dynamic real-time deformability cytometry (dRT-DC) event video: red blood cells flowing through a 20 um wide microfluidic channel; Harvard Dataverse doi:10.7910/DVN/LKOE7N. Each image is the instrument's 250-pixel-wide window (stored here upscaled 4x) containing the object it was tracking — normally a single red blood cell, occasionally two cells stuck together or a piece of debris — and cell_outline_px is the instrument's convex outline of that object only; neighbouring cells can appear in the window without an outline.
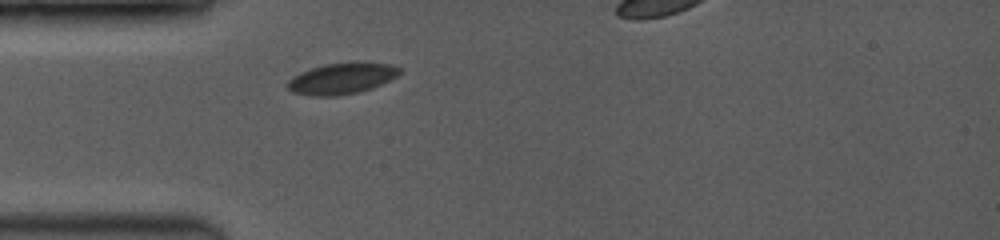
{"species": "common noctule bat (a hibernating species)", "species_latin": "Nyctalus noctula", "temperature_condition": "room temperature", "stored_images_in_passage": 28, "camera_frame_rate_fps": 3500, "um_per_image_px": 0.085, "animal": {"sex": "female", "body_mass_g": 19.0, "forearm_length_mm": 53.3}, "frame": {"image": 1, "passage_image": 4, "time_ms": 1.714, "image_size_px": [1000, 240], "cell_outline_px": [[400, 72], [396, 76], [372, 88], [360, 92], [336, 96], [312, 96], [292, 92], [288, 88], [288, 80], [292, 76], [300, 72], [324, 64], [388, 64], [400, 68]], "centroid_in_image_um": [28.97, 6.71], "position_along_channel_um": 56.0, "area_um2": 19.65}}
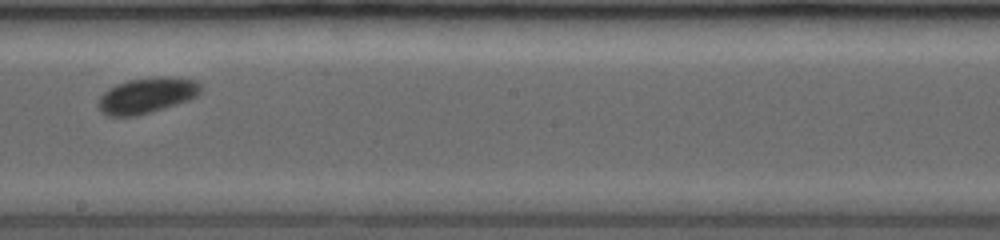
{"frame": {"image": 2, "passage_image": 14, "time_ms": 6.286, "image_size_px": [1000, 240], "cell_outline_px": [[200, 92], [196, 96], [188, 100], [176, 104], [136, 116], [108, 116], [100, 112], [96, 104], [100, 96], [108, 88], [116, 84], [128, 80], [160, 76], [168, 76], [196, 80], [200, 84]], "centroid_in_image_um": [12.43, 8.11], "position_along_channel_um": 235.8, "area_um2": 21.33}}
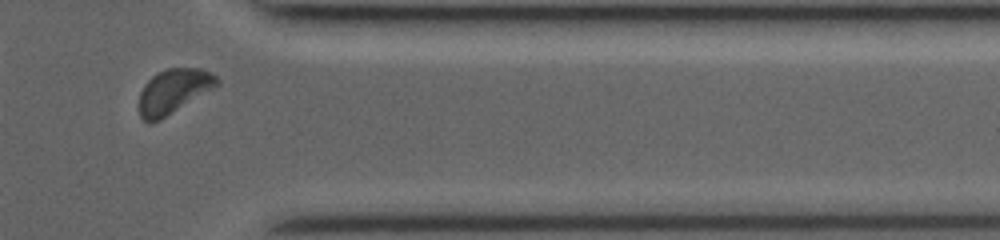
{"frame": {"image": 3, "passage_image": 24, "time_ms": 10.286, "image_size_px": [1000, 240], "cell_outline_px": [[220, 84], [160, 120], [148, 124], [140, 116], [140, 92], [144, 84], [152, 76], [168, 68], [200, 68], [212, 72], [220, 80]], "centroid_in_image_um": [14.76, 7.75], "position_along_channel_um": 396.6, "area_um2": 20.06}}